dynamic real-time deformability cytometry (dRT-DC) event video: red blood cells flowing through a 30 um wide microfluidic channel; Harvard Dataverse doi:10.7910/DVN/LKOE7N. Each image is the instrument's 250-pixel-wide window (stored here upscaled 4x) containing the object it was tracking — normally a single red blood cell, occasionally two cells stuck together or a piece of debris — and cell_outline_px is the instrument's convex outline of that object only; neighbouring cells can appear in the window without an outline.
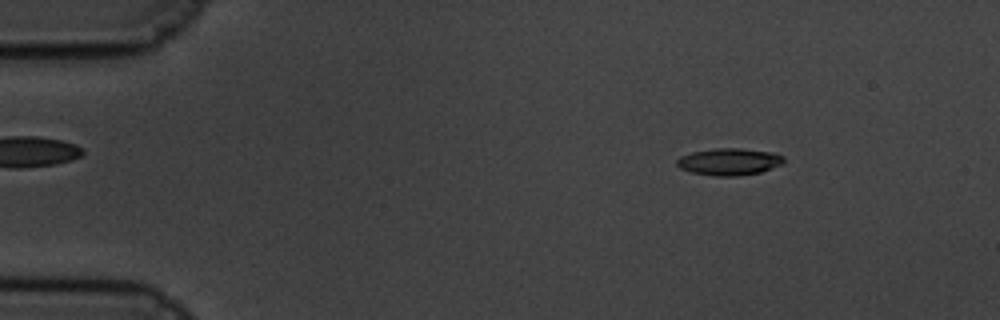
{"species": "common noctule bat (a hibernating species)", "species_latin": "Nyctalus noctula", "temperature_condition": "cold", "stored_images_in_passage": 53, "camera_frame_rate_fps": 3000, "um_per_image_px": 0.085, "animal": {"sex": "male", "body_mass_g": 19.5, "forearm_length_mm": 54.6}, "frame": {"image": 1, "passage_image": 1, "time_ms": 0.0, "image_size_px": [1000, 320], "cell_outline_px": [[784, 160], [780, 164], [760, 172], [736, 176], [716, 176], [692, 172], [680, 168], [676, 164], [676, 160], [680, 156], [692, 152], [716, 148], [740, 148], [772, 152], [784, 156]], "centroid_in_image_um": [61.95, 13.73], "position_along_channel_um": 23.0, "area_um2": 16.65}}
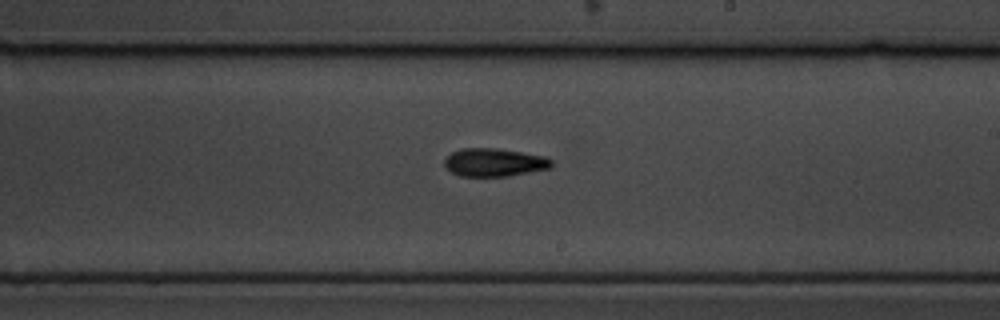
{"frame": {"image": 2, "passage_image": 28, "time_ms": 9.0, "image_size_px": [1000, 320], "cell_outline_px": [[552, 168], [508, 176], [460, 176], [452, 172], [444, 164], [444, 160], [452, 152], [460, 148], [496, 148], [544, 156], [552, 160]], "centroid_in_image_um": [42.02, 13.8], "position_along_channel_um": 247.0, "area_um2": 17.46}}
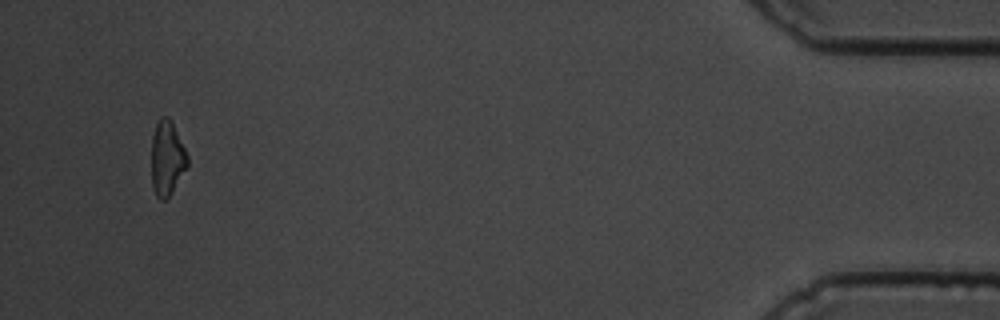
{"frame": {"image": 3, "passage_image": 50, "time_ms": 16.333, "image_size_px": [1000, 320], "cell_outline_px": [[188, 164], [172, 192], [164, 200], [160, 200], [156, 196], [152, 184], [152, 136], [156, 124], [160, 116], [168, 116], [172, 120], [188, 156]], "centroid_in_image_um": [14.19, 13.41], "position_along_channel_um": 421.0, "area_um2": 15.61}, "authors_computed_cell_mechanics": {"area_um2": 16.8776, "velocity_mm_per_s": 3.3779, "shape_relaxation_time_tau1_ms": 3.0092, "shape_relaxation_time_tau2_ms": null, "deformation_change_tau1": 0.1633, "deformation_change_tau2": null}}